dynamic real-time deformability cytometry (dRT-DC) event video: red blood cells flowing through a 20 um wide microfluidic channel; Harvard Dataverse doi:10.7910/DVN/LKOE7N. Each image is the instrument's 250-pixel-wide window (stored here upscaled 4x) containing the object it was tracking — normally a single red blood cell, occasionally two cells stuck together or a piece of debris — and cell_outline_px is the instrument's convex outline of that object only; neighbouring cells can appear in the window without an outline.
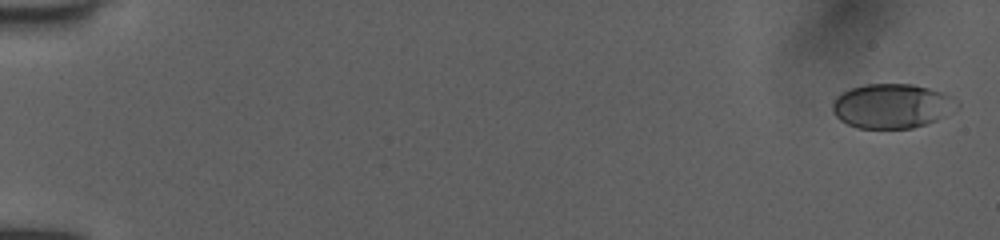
{"species": "human", "species_latin": "Homo sapiens", "temperature_condition": "room temperature", "stored_images_in_passage": 53, "camera_frame_rate_fps": 3000, "um_per_image_px": 0.085, "donor": {"sex": "female"}, "frame": {"image": 1, "passage_image": 2, "time_ms": 0.333, "image_size_px": [1000, 240], "cell_outline_px": [[960, 108], [928, 124], [912, 128], [856, 128], [840, 120], [832, 112], [832, 104], [836, 96], [840, 92], [864, 84], [912, 84], [928, 88], [952, 96], [960, 104]], "centroid_in_image_um": [75.82, 9.01], "position_along_channel_um": 9.2, "area_um2": 32.54}}
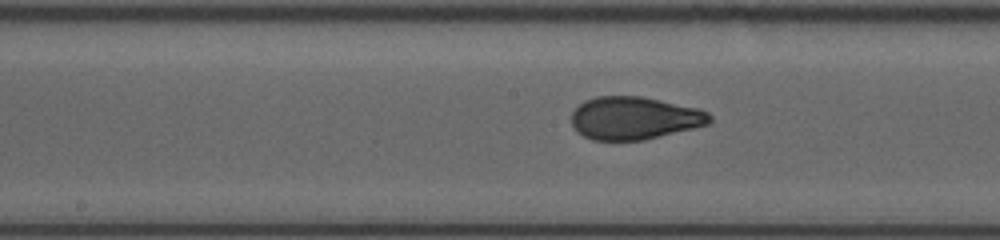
{"frame": {"image": 2, "passage_image": 29, "time_ms": 9.333, "image_size_px": [1000, 240], "cell_outline_px": [[712, 120], [708, 124], [644, 140], [592, 140], [576, 132], [572, 124], [572, 112], [584, 100], [596, 96], [640, 96], [700, 108], [708, 112], [712, 116]], "centroid_in_image_um": [53.91, 10.03], "position_along_channel_um": 194.3, "area_um2": 34.51}}
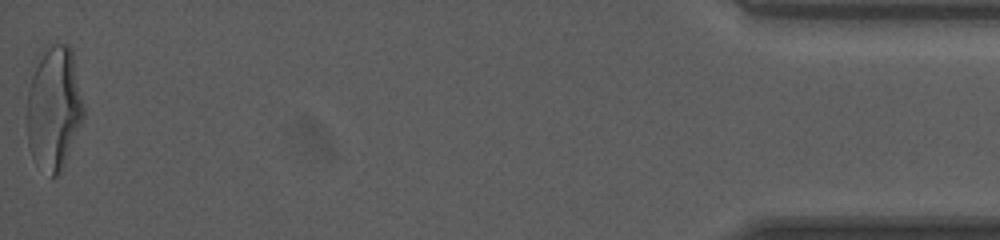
{"frame": {"image": 3, "passage_image": 53, "time_ms": 17.333, "image_size_px": [1000, 240], "cell_outline_px": [[84, 116], [64, 164], [60, 172], [56, 176], [52, 176], [32, 156], [28, 144], [28, 92], [36, 56], [40, 52], [52, 44], [68, 44], [72, 48], [84, 108]], "centroid_in_image_um": [4.59, 9.1], "position_along_channel_um": 430.6, "area_um2": 40.34}, "authors_computed_cell_mechanics": {"area_um2": 34.6222, "velocity_mm_per_s": 4.0231, "shape_relaxation_time_tau1_ms": 4.7823, "shape_relaxation_time_tau2_ms": null, "deformation_change_tau1": 0.1979, "deformation_change_tau2": null}}